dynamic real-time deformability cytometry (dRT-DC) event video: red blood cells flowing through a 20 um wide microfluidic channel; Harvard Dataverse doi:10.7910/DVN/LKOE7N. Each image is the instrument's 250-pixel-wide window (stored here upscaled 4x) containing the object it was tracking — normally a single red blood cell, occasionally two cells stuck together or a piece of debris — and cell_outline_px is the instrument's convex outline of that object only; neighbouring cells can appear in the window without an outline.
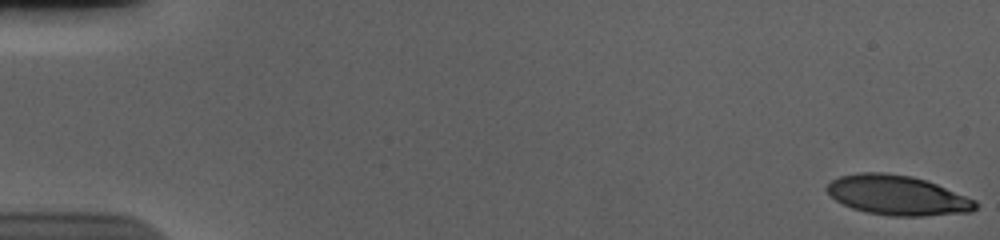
{"species": "human", "species_latin": "Homo sapiens", "temperature_condition": "cold", "stored_images_in_passage": 57, "camera_frame_rate_fps": 3000, "um_per_image_px": 0.085, "donor": {"sex": "male"}, "frame": {"image": 1, "passage_image": 1, "time_ms": 0.0, "image_size_px": [1000, 240], "cell_outline_px": [[980, 204], [972, 212], [924, 216], [892, 216], [864, 212], [852, 208], [836, 200], [824, 188], [832, 180], [840, 176], [856, 172], [884, 172], [912, 176], [936, 184], [976, 200]], "centroid_in_image_um": [76.28, 16.6], "position_along_channel_um": 8.7, "area_um2": 34.51}}
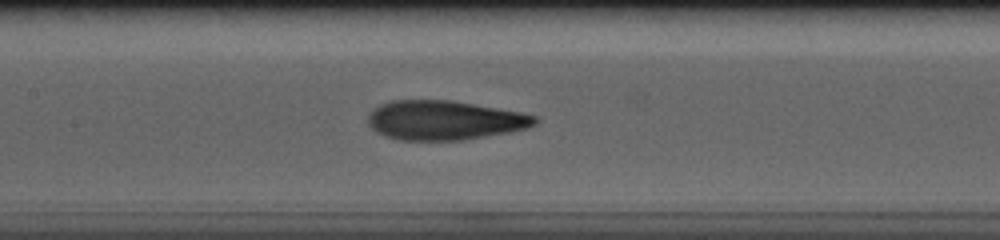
{"frame": {"image": 2, "passage_image": 28, "time_ms": 9.0, "image_size_px": [1000, 240], "cell_outline_px": [[540, 120], [536, 124], [528, 128], [512, 132], [464, 140], [396, 140], [384, 136], [376, 132], [368, 124], [368, 116], [372, 108], [380, 104], [392, 100], [452, 100], [520, 112], [536, 116]], "centroid_in_image_um": [37.77, 10.23], "position_along_channel_um": 169.6, "area_um2": 38.67}}
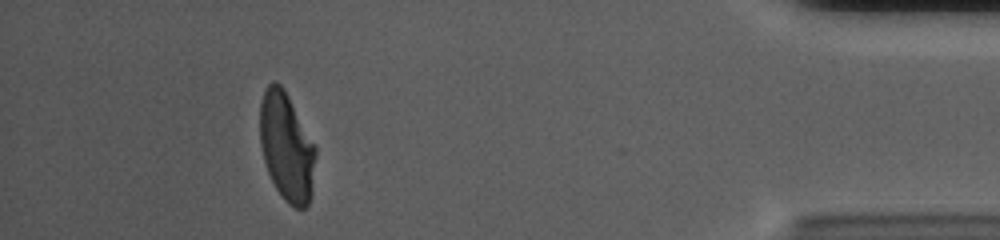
{"frame": {"image": 3, "passage_image": 52, "time_ms": 17.0, "image_size_px": [1000, 240], "cell_outline_px": [[316, 156], [312, 192], [308, 204], [304, 208], [296, 208], [288, 204], [280, 196], [268, 172], [264, 160], [260, 144], [260, 100], [268, 84], [272, 80], [276, 80], [284, 88], [316, 148]], "centroid_in_image_um": [24.35, 12.49], "position_along_channel_um": 410.9, "area_um2": 35.2}, "authors_computed_cell_mechanics": {"area_um2": 37.281, "velocity_mm_per_s": 3.6807, "shape_relaxation_time_tau1_ms": 6.2353, "shape_relaxation_time_tau2_ms": 1.1974, "deformation_change_tau1": 0.2371, "deformation_change_tau2": 0.0837}}